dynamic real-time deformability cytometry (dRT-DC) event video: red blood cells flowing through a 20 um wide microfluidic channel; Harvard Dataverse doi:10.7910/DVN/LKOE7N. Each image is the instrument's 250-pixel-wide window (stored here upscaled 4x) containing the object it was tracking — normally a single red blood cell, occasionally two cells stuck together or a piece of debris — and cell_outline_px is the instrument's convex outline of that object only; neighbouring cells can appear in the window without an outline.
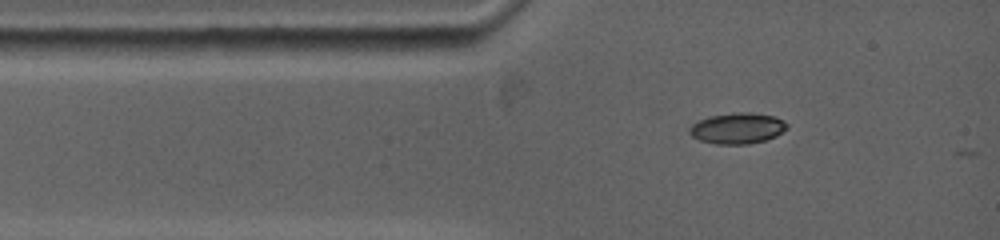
{"species": "common noctule bat (a hibernating species)", "species_latin": "Nyctalus noctula", "temperature_condition": "warm", "stored_images_in_passage": 2, "camera_frame_rate_fps": 5000, "um_per_image_px": 0.085, "animal": {"sex": "female", "body_mass_g": 19.0, "forearm_length_mm": 53.3}, "frame": {"image": 1, "passage_image": 1, "time_ms": 0.0, "image_size_px": [1000, 240], "cell_outline_px": [[788, 128], [776, 136], [764, 140], [748, 144], [716, 144], [700, 140], [692, 136], [688, 132], [688, 128], [692, 124], [700, 120], [712, 116], [736, 112], [748, 112], [776, 116], [784, 120], [788, 124]], "centroid_in_image_um": [62.71, 10.9], "position_along_channel_um": 22.3, "area_um2": 17.57}}